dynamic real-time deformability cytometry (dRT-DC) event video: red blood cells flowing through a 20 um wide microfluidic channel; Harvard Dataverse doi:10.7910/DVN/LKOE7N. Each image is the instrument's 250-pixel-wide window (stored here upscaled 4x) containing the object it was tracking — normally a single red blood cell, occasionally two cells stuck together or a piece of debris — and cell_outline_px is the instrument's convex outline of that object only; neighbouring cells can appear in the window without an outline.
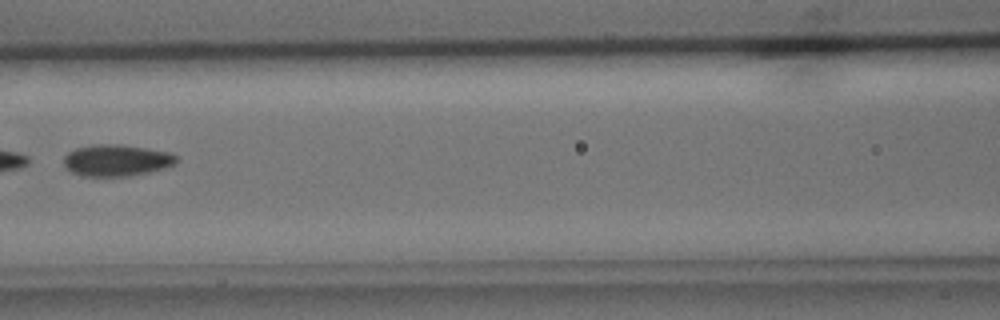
{"species": "common noctule bat (a hibernating species)", "species_latin": "Nyctalus noctula", "temperature_condition": "cold", "stored_images_in_passage": 3, "camera_frame_rate_fps": 3000, "um_per_image_px": 0.085, "animal": {"sex": "male", "body_mass_g": 15.6}, "frame": {"image": 1, "passage_image": 3, "time_ms": 2.333, "image_size_px": [1000, 320], "cell_outline_px": [[176, 164], [164, 168], [148, 172], [128, 176], [80, 176], [72, 172], [64, 164], [64, 156], [68, 152], [76, 148], [92, 144], [120, 144], [168, 152], [176, 156]], "centroid_in_image_um": [9.87, 13.63], "position_along_channel_um": 156.7, "area_um2": 20.63}}